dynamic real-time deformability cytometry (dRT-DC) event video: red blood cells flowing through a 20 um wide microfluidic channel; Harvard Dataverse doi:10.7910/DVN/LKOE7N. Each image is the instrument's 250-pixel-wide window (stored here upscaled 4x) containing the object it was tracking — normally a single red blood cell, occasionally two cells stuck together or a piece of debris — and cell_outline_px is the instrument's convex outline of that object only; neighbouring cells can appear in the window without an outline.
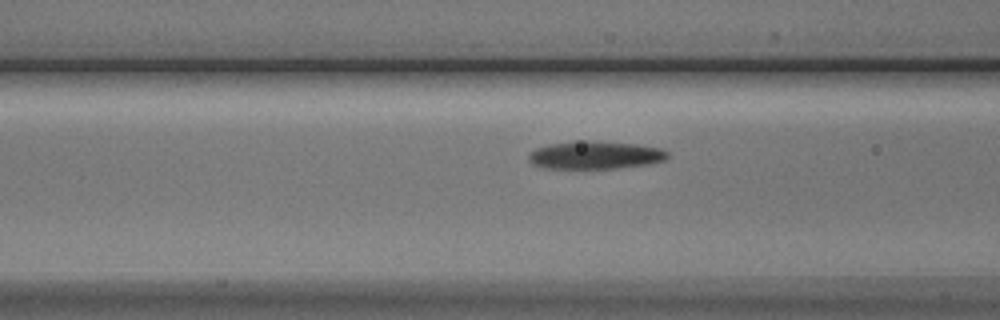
{"species": "Egyptian fruit bat (a non-hibernating species)", "species_latin": "Rousettus aegyptiacus", "temperature_condition": "cold", "stored_images_in_passage": 5, "camera_frame_rate_fps": 3000, "um_per_image_px": 0.085, "animal": {"sex": "male"}, "frame": {"image": 1, "passage_image": 5, "time_ms": 5.667, "image_size_px": [1000, 320], "cell_outline_px": [[668, 156], [664, 160], [648, 164], [616, 168], [544, 168], [532, 164], [528, 160], [528, 152], [536, 148], [548, 144], [588, 140], [636, 144], [660, 148], [668, 152]], "centroid_in_image_um": [50.55, 13.18], "position_along_channel_um": 116.0, "area_um2": 22.54}}